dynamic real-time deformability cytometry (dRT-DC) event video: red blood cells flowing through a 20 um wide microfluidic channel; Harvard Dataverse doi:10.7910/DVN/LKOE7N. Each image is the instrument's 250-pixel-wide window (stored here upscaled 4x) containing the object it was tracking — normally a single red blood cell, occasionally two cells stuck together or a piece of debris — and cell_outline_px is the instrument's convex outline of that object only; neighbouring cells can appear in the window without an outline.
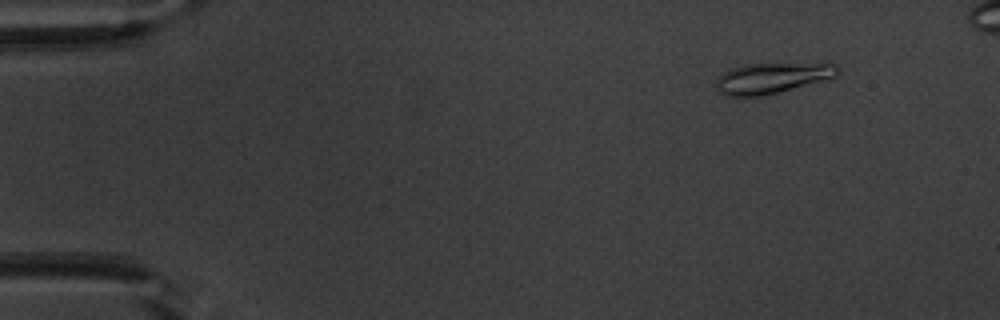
{"species": "common noctule bat (a hibernating species)", "species_latin": "Nyctalus noctula", "temperature_condition": "warm", "stored_images_in_passage": 50, "camera_frame_rate_fps": 3000, "um_per_image_px": 0.085, "animal": {"sex": "male", "body_mass_g": 20.1, "forearm_length_mm": 53.5}, "frame": {"image": 1, "passage_image": 4, "time_ms": 1.0, "image_size_px": [1000, 320], "cell_outline_px": [[840, 72], [836, 76], [828, 80], [760, 96], [724, 96], [716, 88], [716, 80], [724, 72], [732, 68], [744, 64], [836, 64], [840, 68]], "centroid_in_image_um": [65.63, 6.64], "position_along_channel_um": 19.4, "area_um2": 21.56}}
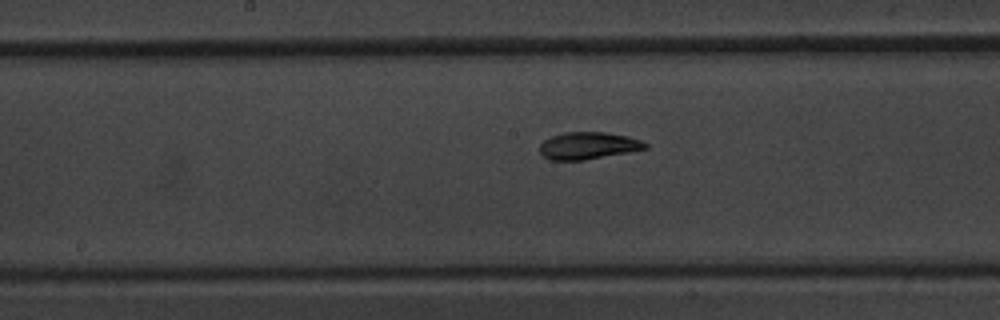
{"frame": {"image": 2, "passage_image": 26, "time_ms": 8.333, "image_size_px": [1000, 320], "cell_outline_px": [[648, 148], [628, 152], [584, 160], [548, 160], [540, 152], [540, 144], [544, 140], [552, 136], [564, 132], [608, 132], [628, 136], [640, 140], [648, 144]], "centroid_in_image_um": [49.99, 12.37], "position_along_channel_um": 198.2, "area_um2": 16.7}}
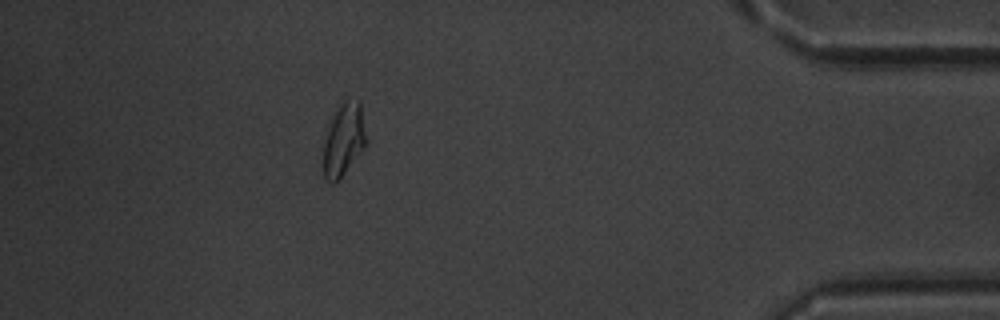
{"frame": {"image": 3, "passage_image": 46, "time_ms": 15.0, "image_size_px": [1000, 320], "cell_outline_px": [[368, 140], [364, 148], [340, 176], [332, 184], [324, 176], [324, 140], [332, 120], [340, 104], [344, 100], [360, 100]], "centroid_in_image_um": [29.26, 11.83], "position_along_channel_um": 405.9, "area_um2": 17.63}}